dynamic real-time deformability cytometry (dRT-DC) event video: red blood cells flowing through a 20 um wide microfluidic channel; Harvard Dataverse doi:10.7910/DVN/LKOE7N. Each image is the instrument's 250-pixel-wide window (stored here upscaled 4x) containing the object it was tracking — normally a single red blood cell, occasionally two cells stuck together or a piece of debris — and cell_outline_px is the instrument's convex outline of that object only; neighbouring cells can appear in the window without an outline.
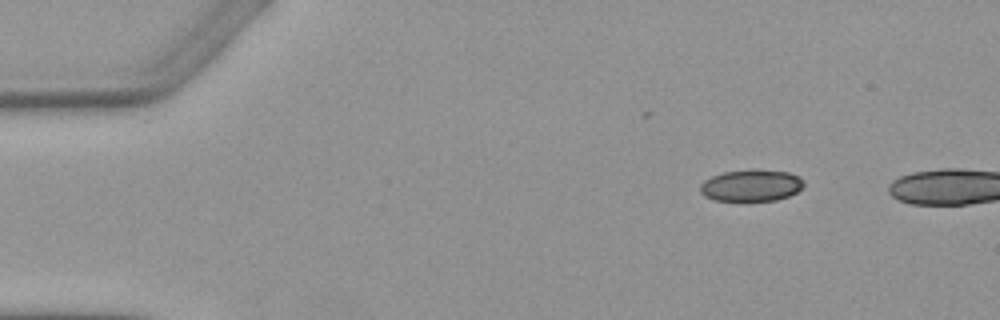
{"species": "Egyptian fruit bat (a non-hibernating species)", "species_latin": "Rousettus aegyptiacus", "temperature_condition": "warm", "stored_images_in_passage": 4, "camera_frame_rate_fps": 3000, "um_per_image_px": 0.085, "animal": {"sex": "female"}, "frame": {"image": 1, "passage_image": 1, "time_ms": 0.0, "image_size_px": [1000, 320], "cell_outline_px": [[804, 184], [796, 192], [788, 196], [776, 200], [748, 204], [744, 204], [712, 200], [704, 196], [700, 192], [700, 184], [704, 180], [712, 176], [724, 172], [788, 172], [800, 176], [804, 180]], "centroid_in_image_um": [63.8, 15.87], "position_along_channel_um": 21.2, "area_um2": 19.36}}